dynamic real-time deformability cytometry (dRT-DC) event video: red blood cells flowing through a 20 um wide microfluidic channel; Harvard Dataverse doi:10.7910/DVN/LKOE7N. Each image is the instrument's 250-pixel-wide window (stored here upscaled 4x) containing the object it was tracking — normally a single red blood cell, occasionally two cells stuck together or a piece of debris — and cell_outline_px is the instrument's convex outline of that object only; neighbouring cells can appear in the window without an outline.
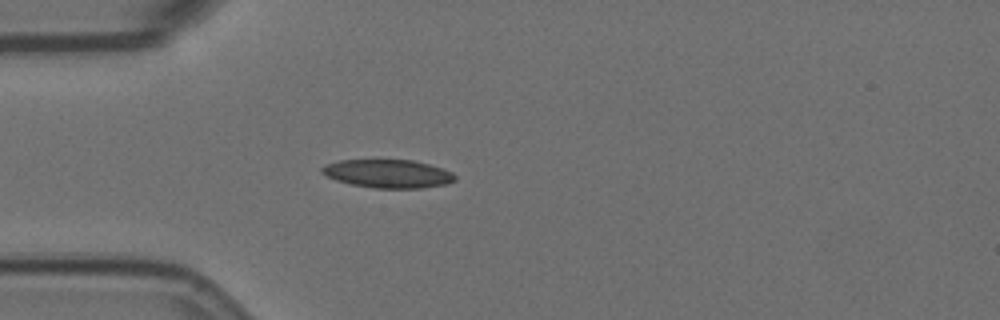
{"species": "Egyptian fruit bat (a non-hibernating species)", "species_latin": "Rousettus aegyptiacus", "temperature_condition": "room temperature", "stored_images_in_passage": 3, "camera_frame_rate_fps": 3000, "um_per_image_px": 0.085, "animal": {"sex": "female"}, "frame": {"image": 1, "passage_image": 3, "time_ms": 2.333, "image_size_px": [1000, 320], "cell_outline_px": [[456, 180], [444, 184], [420, 188], [372, 188], [352, 184], [336, 180], [320, 172], [320, 168], [324, 164], [340, 160], [412, 160], [428, 164], [452, 172], [456, 176]], "centroid_in_image_um": [32.94, 14.76], "position_along_channel_um": 52.1, "area_um2": 21.85}}